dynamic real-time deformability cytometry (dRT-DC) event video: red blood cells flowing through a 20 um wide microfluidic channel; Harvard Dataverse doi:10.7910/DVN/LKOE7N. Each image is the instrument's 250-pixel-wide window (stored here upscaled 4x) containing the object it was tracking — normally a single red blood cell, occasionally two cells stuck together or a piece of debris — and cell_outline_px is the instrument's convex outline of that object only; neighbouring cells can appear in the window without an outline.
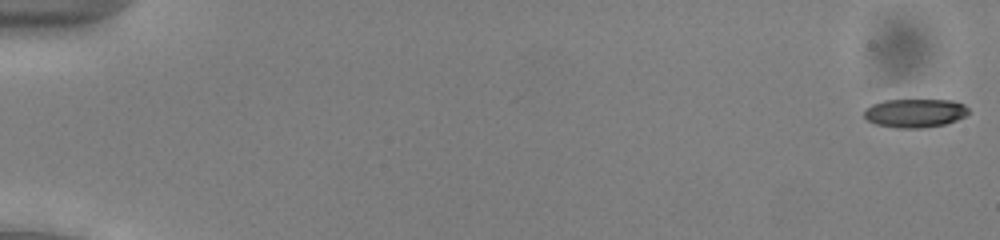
{"species": "common noctule bat (a hibernating species)", "species_latin": "Nyctalus noctula", "temperature_condition": "cold", "stored_images_in_passage": 54, "camera_frame_rate_fps": 3000, "um_per_image_px": 0.085, "animal": {"sex": "male", "body_mass_g": 13.0, "forearm_length_mm": 53.1}, "frame": {"image": 1, "passage_image": 1, "time_ms": 0.0, "image_size_px": [1000, 240], "cell_outline_px": [[968, 112], [964, 116], [956, 120], [944, 124], [920, 128], [896, 128], [876, 124], [868, 120], [864, 116], [864, 108], [872, 104], [884, 100], [952, 100], [964, 104], [968, 108]], "centroid_in_image_um": [77.74, 9.6], "position_along_channel_um": 7.3, "area_um2": 17.4}}
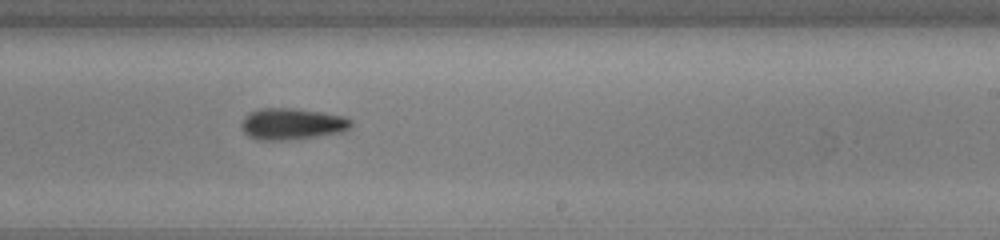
{"frame": {"image": 2, "passage_image": 34, "time_ms": 11.0, "image_size_px": [1000, 240], "cell_outline_px": [[352, 124], [344, 132], [288, 140], [256, 140], [248, 136], [240, 128], [240, 124], [244, 116], [248, 112], [260, 108], [292, 108], [348, 116], [352, 120]], "centroid_in_image_um": [24.79, 10.53], "position_along_channel_um": 264.2, "area_um2": 20.4}}
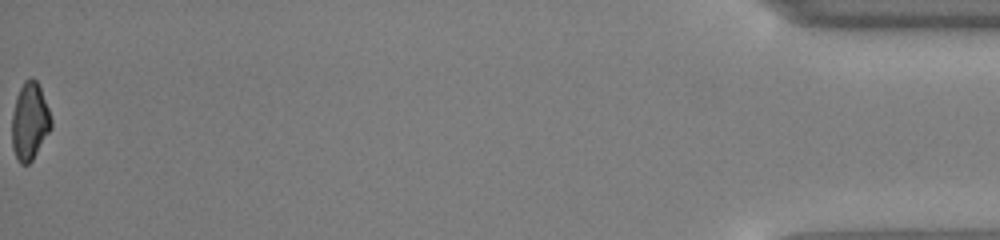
{"frame": {"image": 3, "passage_image": 54, "time_ms": 17.667, "image_size_px": [1000, 240], "cell_outline_px": [[52, 128], [32, 160], [28, 164], [20, 164], [12, 148], [12, 112], [16, 96], [24, 80], [32, 76], [36, 80], [40, 88], [48, 108], [52, 120]], "centroid_in_image_um": [2.52, 10.31], "position_along_channel_um": 432.7, "area_um2": 17.74}, "authors_computed_cell_mechanics": {"area_um2": 18.7272, "velocity_mm_per_s": 3.9365, "shape_relaxation_time_tau1_ms": 3.3243, "shape_relaxation_time_tau2_ms": 7.4116, "deformation_change_tau1": 0.1237, "deformation_change_tau2": 0.1954}}